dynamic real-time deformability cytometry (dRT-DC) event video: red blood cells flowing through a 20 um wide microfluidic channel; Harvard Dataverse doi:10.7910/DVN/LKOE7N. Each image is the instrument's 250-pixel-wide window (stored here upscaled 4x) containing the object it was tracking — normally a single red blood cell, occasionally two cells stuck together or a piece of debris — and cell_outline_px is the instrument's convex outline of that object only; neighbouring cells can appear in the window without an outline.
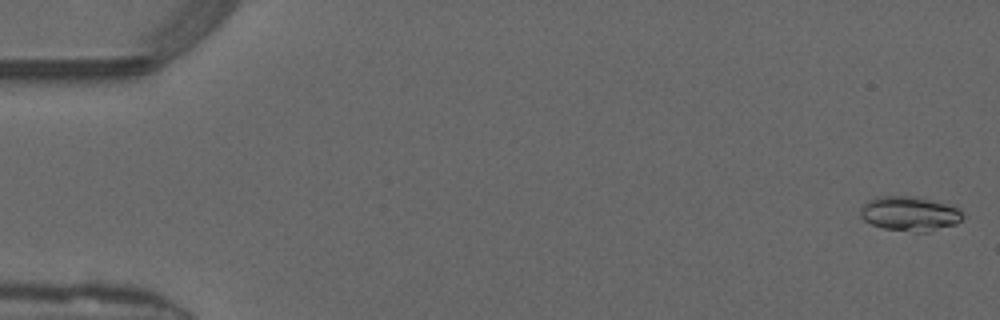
{"species": "common noctule bat (a hibernating species)", "species_latin": "Nyctalus noctula", "temperature_condition": "warm", "stored_images_in_passage": 50, "camera_frame_rate_fps": 3000, "um_per_image_px": 0.085, "animal": {"sex": "male", "forearm_length_mm": 52.5}, "frame": {"image": 1, "passage_image": 1, "time_ms": 0.0, "image_size_px": [1000, 320], "cell_outline_px": [[964, 216], [956, 224], [928, 232], [916, 232], [884, 228], [872, 224], [864, 220], [860, 216], [860, 208], [868, 200], [876, 196], [908, 196], [956, 204]], "centroid_in_image_um": [77.35, 18.15], "position_along_channel_um": 7.6, "area_um2": 20.81}}
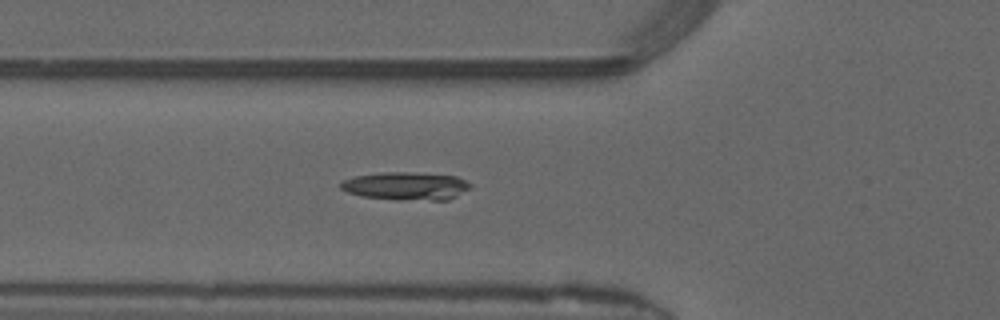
{"frame": {"image": 2, "passage_image": 18, "time_ms": 5.667, "image_size_px": [1000, 320], "cell_outline_px": [[472, 184], [468, 188], [456, 196], [448, 200], [396, 200], [364, 196], [348, 192], [340, 188], [340, 180], [356, 176], [380, 172], [412, 172], [456, 176]], "centroid_in_image_um": [34.48, 15.81], "position_along_channel_um": 91.3, "area_um2": 21.15}}
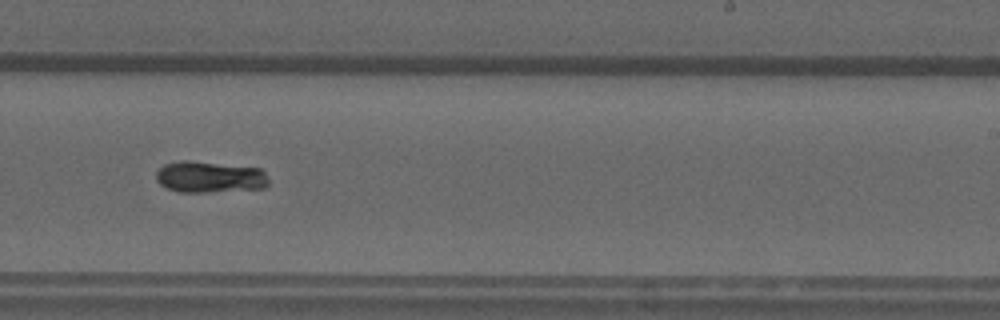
{"frame": {"image": 3, "passage_image": 31, "time_ms": 10.0, "image_size_px": [1000, 320], "cell_outline_px": [[268, 184], [264, 188], [208, 192], [176, 192], [160, 184], [156, 180], [156, 172], [164, 164], [180, 160], [188, 160], [260, 168], [264, 172], [268, 180]], "centroid_in_image_um": [17.8, 15.04], "position_along_channel_um": 271.2, "area_um2": 20.63}}